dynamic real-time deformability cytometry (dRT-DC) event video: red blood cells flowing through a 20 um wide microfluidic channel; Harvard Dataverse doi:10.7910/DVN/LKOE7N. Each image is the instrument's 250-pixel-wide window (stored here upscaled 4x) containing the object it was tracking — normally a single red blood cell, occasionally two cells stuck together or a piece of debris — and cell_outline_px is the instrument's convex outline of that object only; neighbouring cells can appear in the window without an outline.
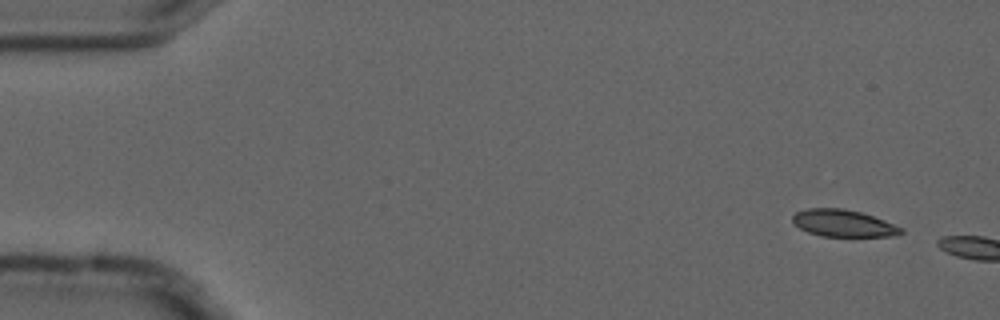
{"species": "common noctule bat (a hibernating species)", "species_latin": "Nyctalus noctula", "temperature_condition": "cold", "stored_images_in_passage": 4, "camera_frame_rate_fps": 3000, "um_per_image_px": 0.085, "animal": {"sex": "male", "forearm_length_mm": 52.5}, "frame": {"image": 1, "passage_image": 1, "time_ms": 0.0, "image_size_px": [1000, 320], "cell_outline_px": [[904, 232], [892, 236], [820, 236], [808, 232], [792, 224], [792, 216], [796, 212], [808, 208], [844, 208], [860, 212], [884, 220], [904, 228]], "centroid_in_image_um": [71.66, 18.97], "position_along_channel_um": 13.3, "area_um2": 17.11}}